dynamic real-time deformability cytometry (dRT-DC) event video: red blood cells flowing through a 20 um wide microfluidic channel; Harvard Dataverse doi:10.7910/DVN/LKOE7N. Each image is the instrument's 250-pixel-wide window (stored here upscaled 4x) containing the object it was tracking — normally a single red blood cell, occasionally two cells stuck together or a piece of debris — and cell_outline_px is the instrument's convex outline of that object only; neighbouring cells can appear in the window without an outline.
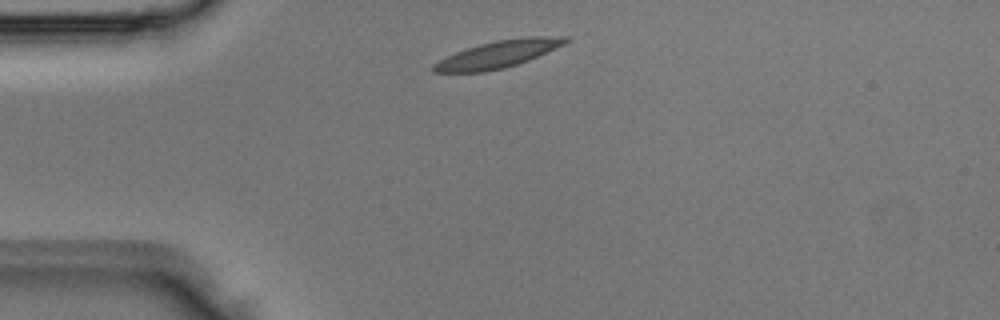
{"species": "Egyptian fruit bat (a non-hibernating species)", "species_latin": "Rousettus aegyptiacus", "temperature_condition": "room temperature", "stored_images_in_passage": 1, "camera_frame_rate_fps": 3000, "um_per_image_px": 0.085, "animal": {"sex": "male"}, "frame": {"image": 1, "passage_image": 1, "time_ms": 0.0, "image_size_px": [1000, 320], "cell_outline_px": [[572, 40], [564, 44], [528, 60], [504, 68], [484, 72], [432, 72], [432, 64], [456, 52], [480, 44], [496, 40], [524, 36], [572, 36]], "centroid_in_image_um": [42.39, 4.59], "position_along_channel_um": 42.6, "area_um2": 20.81}}